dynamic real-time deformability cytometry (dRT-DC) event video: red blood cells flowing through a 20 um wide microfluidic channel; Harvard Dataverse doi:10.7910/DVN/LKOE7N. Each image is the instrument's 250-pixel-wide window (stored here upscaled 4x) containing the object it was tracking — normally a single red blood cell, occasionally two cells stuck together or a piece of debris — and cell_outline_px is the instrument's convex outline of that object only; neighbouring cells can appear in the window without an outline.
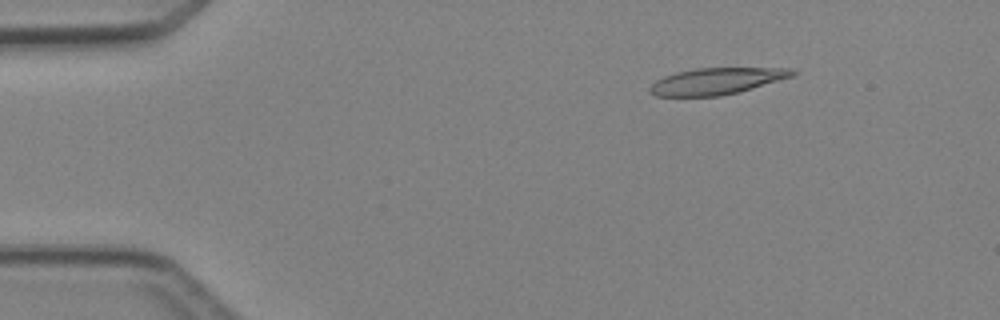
{"species": "Egyptian fruit bat (a non-hibernating species)", "species_latin": "Rousettus aegyptiacus", "temperature_condition": "cold", "stored_images_in_passage": 4, "camera_frame_rate_fps": 3000, "um_per_image_px": 0.085, "animal": {"sex": "female"}, "frame": {"image": 1, "passage_image": 2, "time_ms": 1.333, "image_size_px": [1000, 320], "cell_outline_px": [[800, 72], [792, 76], [752, 88], [720, 96], [656, 96], [648, 92], [648, 88], [656, 80], [664, 76], [676, 72], [696, 68], [788, 68]], "centroid_in_image_um": [60.87, 6.89], "position_along_channel_um": 24.1, "area_um2": 21.91}}